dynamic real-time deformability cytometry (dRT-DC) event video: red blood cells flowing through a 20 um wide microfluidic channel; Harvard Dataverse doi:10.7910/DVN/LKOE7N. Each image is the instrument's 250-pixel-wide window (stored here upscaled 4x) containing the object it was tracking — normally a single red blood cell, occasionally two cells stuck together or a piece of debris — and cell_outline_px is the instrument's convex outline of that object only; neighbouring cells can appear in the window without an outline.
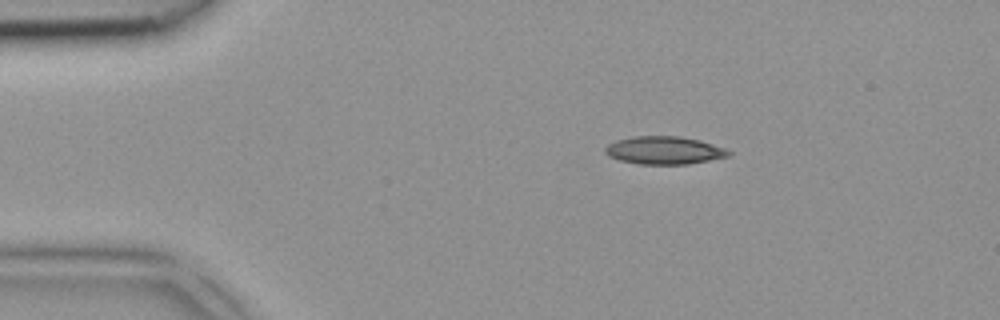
{"species": "common noctule bat (a hibernating species)", "species_latin": "Nyctalus noctula", "temperature_condition": "room temperature", "stored_images_in_passage": 4, "camera_frame_rate_fps": 3000, "um_per_image_px": 0.085, "animal": {"sex": "female", "body_mass_g": 18.4}, "frame": {"image": 1, "passage_image": 2, "time_ms": 0.333, "image_size_px": [1000, 320], "cell_outline_px": [[732, 152], [728, 156], [688, 164], [640, 164], [620, 160], [608, 156], [604, 152], [604, 148], [608, 144], [616, 140], [632, 136], [680, 136], [700, 140], [724, 148]], "centroid_in_image_um": [56.42, 12.77], "position_along_channel_um": 28.6, "area_um2": 20.0}}
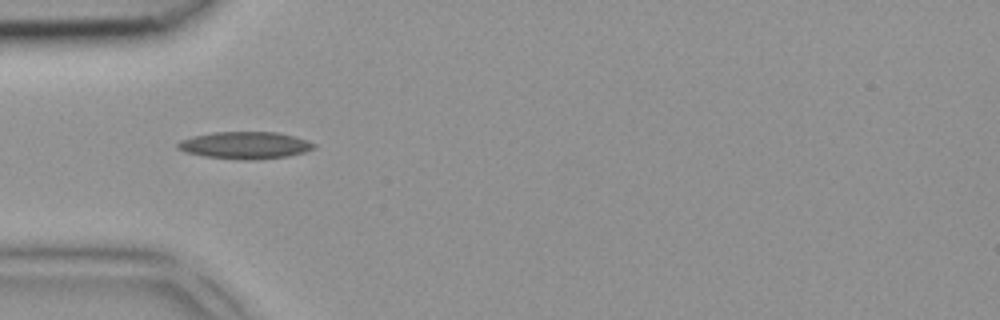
{"frame": {"image": 2, "passage_image": 3, "time_ms": 0.667, "image_size_px": [1000, 320], "cell_outline_px": [[316, 148], [304, 152], [288, 156], [256, 160], [240, 160], [204, 156], [184, 152], [176, 148], [176, 144], [180, 140], [192, 136], [212, 132], [276, 132], [308, 140], [316, 144]], "centroid_in_image_um": [20.81, 12.35], "position_along_channel_um": 64.2, "area_um2": 21.73}}